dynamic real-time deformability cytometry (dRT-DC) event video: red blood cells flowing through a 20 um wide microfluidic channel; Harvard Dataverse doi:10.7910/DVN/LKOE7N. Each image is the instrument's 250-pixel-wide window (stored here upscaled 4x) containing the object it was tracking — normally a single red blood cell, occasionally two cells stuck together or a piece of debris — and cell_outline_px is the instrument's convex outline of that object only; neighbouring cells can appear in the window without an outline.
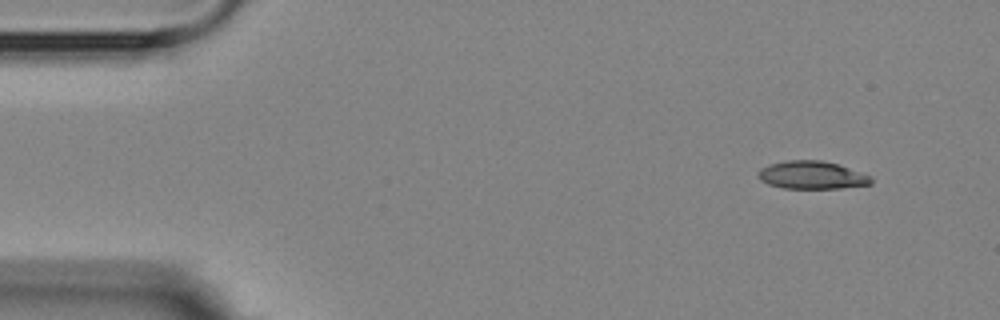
{"species": "Egyptian fruit bat (a non-hibernating species)", "species_latin": "Rousettus aegyptiacus", "temperature_condition": "room temperature", "stored_images_in_passage": 5, "camera_frame_rate_fps": 3000, "um_per_image_px": 0.085, "animal": {"sex": "female"}, "frame": {"image": 1, "passage_image": 1, "time_ms": 0.0, "image_size_px": [1000, 320], "cell_outline_px": [[872, 184], [840, 188], [784, 188], [768, 184], [760, 180], [756, 176], [756, 172], [760, 168], [768, 164], [784, 160], [820, 160], [836, 164], [872, 176]], "centroid_in_image_um": [68.95, 14.88], "position_along_channel_um": 16.1, "area_um2": 18.44}}
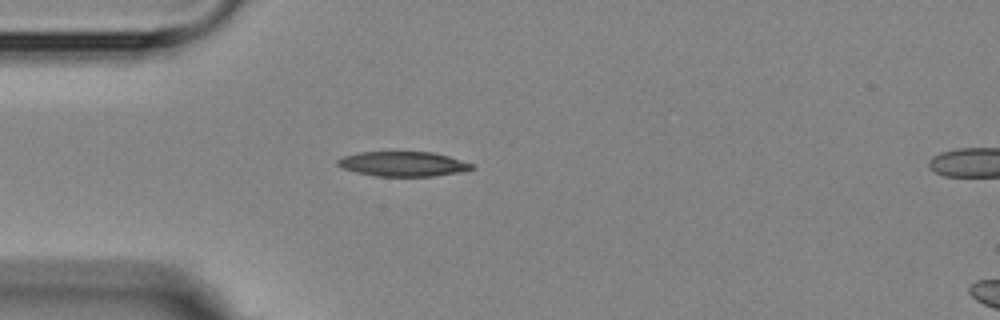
{"frame": {"image": 2, "passage_image": 4, "time_ms": 3.333, "image_size_px": [1000, 320], "cell_outline_px": [[476, 168], [460, 172], [432, 176], [376, 176], [356, 172], [344, 168], [336, 164], [336, 160], [344, 156], [356, 152], [432, 152], [448, 156], [472, 164]], "centroid_in_image_um": [34.24, 13.93], "position_along_channel_um": 50.8, "area_um2": 19.25}}